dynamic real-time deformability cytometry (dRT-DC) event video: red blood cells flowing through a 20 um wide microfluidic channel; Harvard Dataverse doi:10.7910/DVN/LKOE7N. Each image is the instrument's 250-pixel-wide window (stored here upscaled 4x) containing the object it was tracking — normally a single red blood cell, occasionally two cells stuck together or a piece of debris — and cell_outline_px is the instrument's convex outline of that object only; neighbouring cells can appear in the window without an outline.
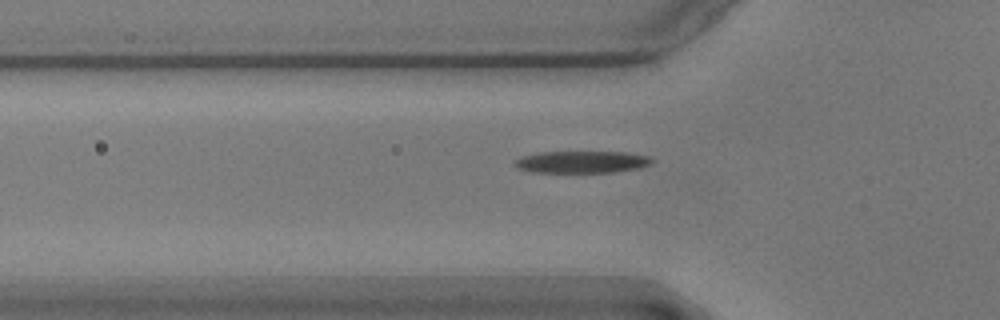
{"species": "common noctule bat (a hibernating species)", "species_latin": "Nyctalus noctula", "temperature_condition": "warm", "stored_images_in_passage": 42, "camera_frame_rate_fps": 3000, "um_per_image_px": 0.085, "animal": {"sex": "male", "body_mass_g": 17.9}, "frame": {"image": 1, "passage_image": 7, "time_ms": 2.0, "image_size_px": [1000, 320], "cell_outline_px": [[656, 160], [652, 164], [640, 168], [612, 172], [532, 172], [520, 168], [512, 164], [520, 156], [540, 152], [628, 152], [648, 156]], "centroid_in_image_um": [49.5, 13.76], "position_along_channel_um": 76.3, "area_um2": 17.69}}
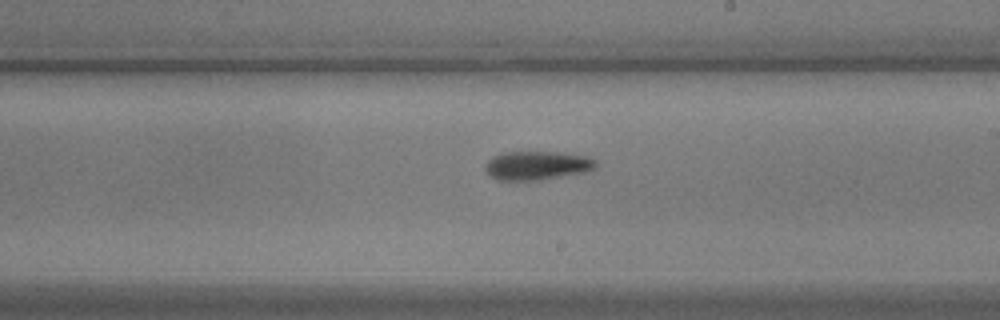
{"frame": {"image": 2, "passage_image": 21, "time_ms": 6.667, "image_size_px": [1000, 320], "cell_outline_px": [[596, 168], [584, 172], [540, 180], [496, 180], [488, 176], [484, 168], [488, 160], [492, 156], [504, 152], [564, 152], [588, 156], [596, 160]], "centroid_in_image_um": [45.63, 14.06], "position_along_channel_um": 243.4, "area_um2": 18.79}}
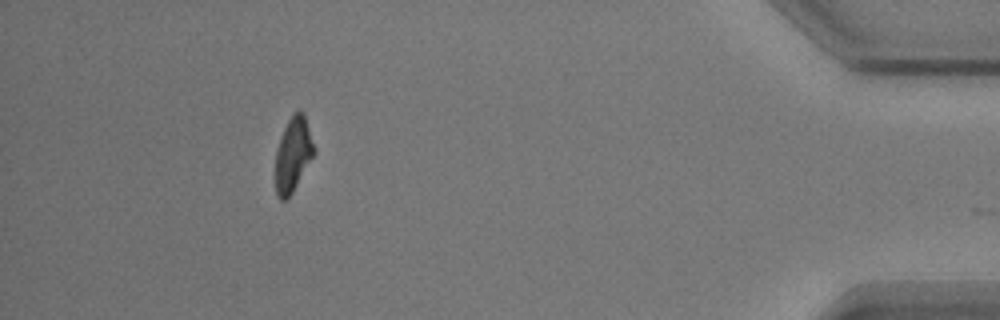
{"frame": {"image": 3, "passage_image": 40, "time_ms": 13.0, "image_size_px": [1000, 320], "cell_outline_px": [[316, 152], [292, 192], [284, 200], [280, 200], [276, 196], [276, 148], [284, 128], [292, 112], [300, 108], [304, 112], [316, 148]], "centroid_in_image_um": [24.93, 13.06], "position_along_channel_um": 410.3, "area_um2": 16.94}, "authors_computed_cell_mechanics": {"area_um2": 18.3226, "velocity_mm_per_s": 3.5562, "shape_relaxation_time_tau1_ms": 6.0268, "shape_relaxation_time_tau2_ms": null, "deformation_change_tau1": 0.2398, "deformation_change_tau2": null}}